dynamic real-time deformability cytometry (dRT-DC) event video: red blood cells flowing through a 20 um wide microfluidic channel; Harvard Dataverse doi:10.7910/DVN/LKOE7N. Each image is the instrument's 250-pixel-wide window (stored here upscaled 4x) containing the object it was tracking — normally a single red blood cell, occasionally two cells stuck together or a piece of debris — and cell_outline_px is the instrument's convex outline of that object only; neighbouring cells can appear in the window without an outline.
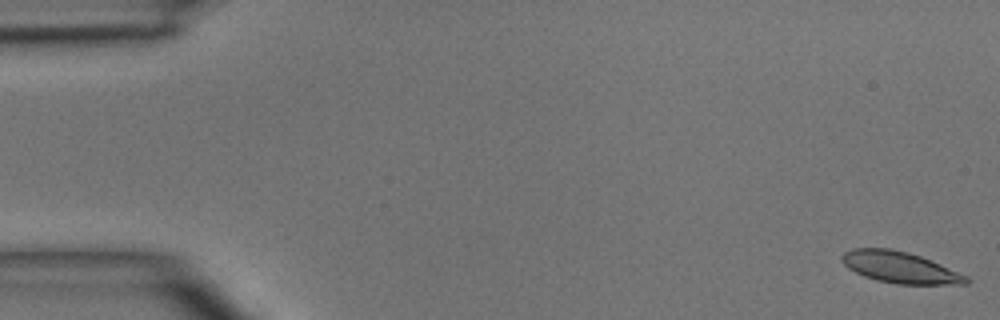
{"species": "common noctule bat (a hibernating species)", "species_latin": "Nyctalus noctula", "temperature_condition": "room temperature", "stored_images_in_passage": 6, "camera_frame_rate_fps": 3000, "um_per_image_px": 0.085, "animal": {"sex": "male", "body_mass_g": 15.6}, "frame": {"image": 1, "passage_image": 1, "time_ms": 0.0, "image_size_px": [1000, 320], "cell_outline_px": [[972, 280], [968, 284], [896, 284], [876, 280], [864, 276], [848, 268], [840, 260], [840, 256], [844, 252], [852, 248], [888, 248], [908, 252], [920, 256], [940, 264], [968, 276]], "centroid_in_image_um": [76.49, 22.73], "position_along_channel_um": 8.5, "area_um2": 22.77}}
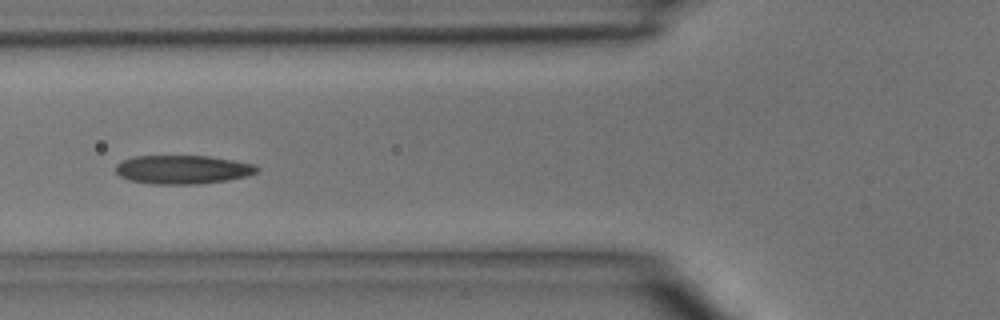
{"frame": {"image": 2, "passage_image": 6, "time_ms": 5.667, "image_size_px": [1000, 320], "cell_outline_px": [[260, 168], [256, 172], [244, 176], [228, 180], [196, 184], [152, 184], [128, 180], [120, 176], [116, 172], [116, 164], [124, 160], [136, 156], [208, 156], [256, 164]], "centroid_in_image_um": [15.52, 14.41], "position_along_channel_um": 110.3, "area_um2": 23.52}}